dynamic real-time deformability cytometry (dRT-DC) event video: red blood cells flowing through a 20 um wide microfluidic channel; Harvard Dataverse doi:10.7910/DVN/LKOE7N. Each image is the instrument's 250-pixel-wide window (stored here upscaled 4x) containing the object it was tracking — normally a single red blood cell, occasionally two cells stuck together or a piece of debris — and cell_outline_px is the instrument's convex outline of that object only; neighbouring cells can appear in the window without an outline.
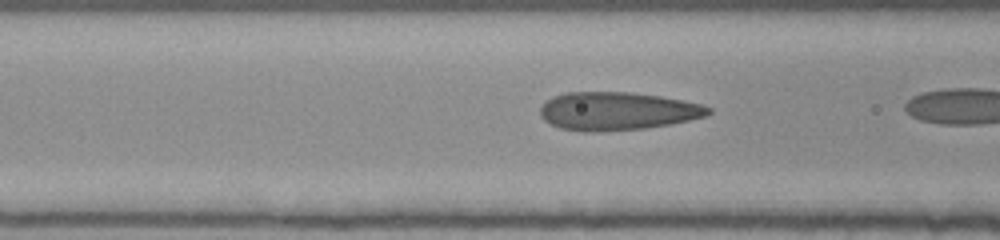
{"species": "human", "species_latin": "Homo sapiens", "temperature_condition": "room temperature", "stored_images_in_passage": 20, "camera_frame_rate_fps": 3000, "um_per_image_px": 0.085, "donor": {"sex": "female"}, "frame": {"image": 1, "passage_image": 17, "time_ms": 5.333, "image_size_px": [1000, 240], "cell_outline_px": [[712, 112], [708, 116], [672, 124], [644, 128], [596, 132], [584, 132], [560, 128], [544, 120], [540, 116], [540, 108], [552, 96], [568, 92], [628, 92], [660, 96], [684, 100], [704, 104], [712, 108]], "centroid_in_image_um": [52.52, 9.44], "position_along_channel_um": 114.1, "area_um2": 37.63}}